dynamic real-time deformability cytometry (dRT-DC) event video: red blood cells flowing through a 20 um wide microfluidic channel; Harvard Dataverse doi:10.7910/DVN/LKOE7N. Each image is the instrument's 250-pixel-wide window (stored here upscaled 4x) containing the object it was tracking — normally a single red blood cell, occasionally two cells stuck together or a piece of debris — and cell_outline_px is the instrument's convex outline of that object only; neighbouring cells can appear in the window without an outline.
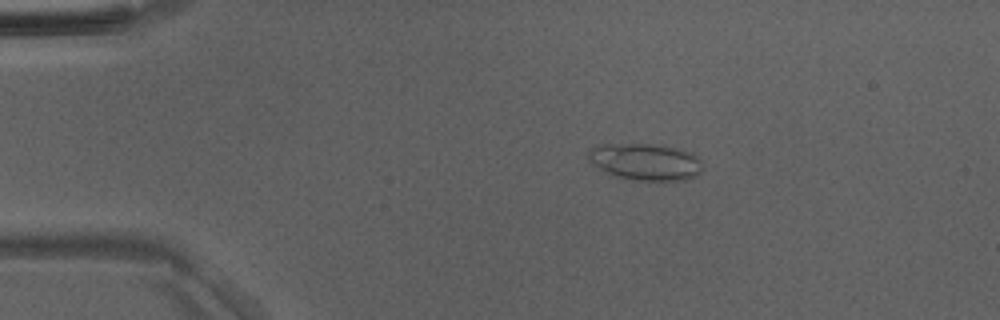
{"species": "Egyptian fruit bat (a non-hibernating species)", "species_latin": "Rousettus aegyptiacus", "temperature_condition": "room temperature", "stored_images_in_passage": 42, "camera_frame_rate_fps": 3000, "um_per_image_px": 0.085, "animal": {"sex": "male"}, "frame": {"image": 1, "passage_image": 3, "time_ms": 0.667, "image_size_px": [1000, 320], "cell_outline_px": [[704, 168], [700, 176], [688, 180], [632, 180], [616, 176], [600, 168], [588, 160], [588, 152], [596, 144], [660, 144], [692, 152], [700, 160]], "centroid_in_image_um": [54.93, 13.75], "position_along_channel_um": 30.1, "area_um2": 24.8}}
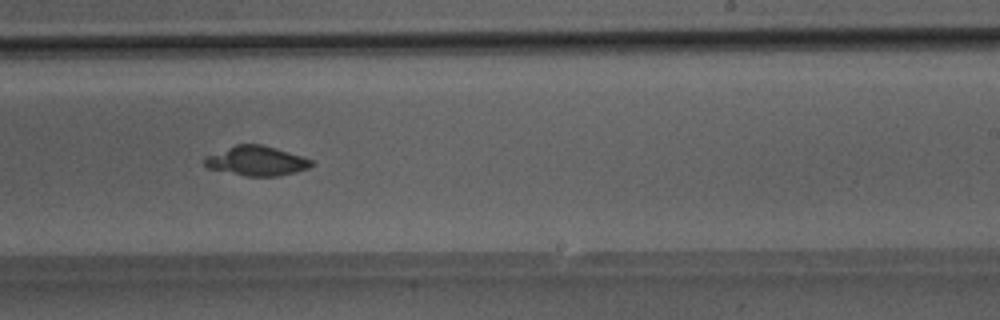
{"frame": {"image": 2, "passage_image": 24, "time_ms": 7.667, "image_size_px": [1000, 320], "cell_outline_px": [[312, 164], [308, 168], [296, 172], [280, 176], [244, 176], [208, 168], [204, 164], [204, 160], [208, 156], [236, 144], [260, 144], [276, 148], [312, 160]], "centroid_in_image_um": [21.8, 13.69], "position_along_channel_um": 267.2, "area_um2": 18.15}}
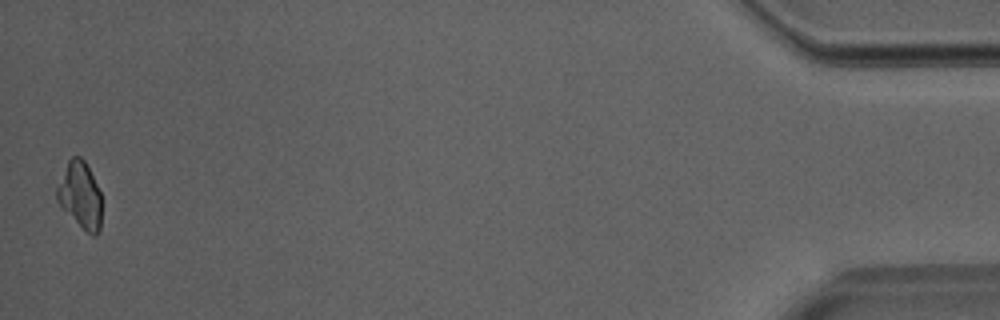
{"frame": {"image": 3, "passage_image": 42, "time_ms": 13.667, "image_size_px": [1000, 320], "cell_outline_px": [[100, 228], [96, 236], [92, 236], [56, 200], [56, 188], [68, 160], [72, 156], [80, 156], [84, 160], [100, 192]], "centroid_in_image_um": [6.81, 16.55], "position_along_channel_um": 428.4, "area_um2": 16.65}}